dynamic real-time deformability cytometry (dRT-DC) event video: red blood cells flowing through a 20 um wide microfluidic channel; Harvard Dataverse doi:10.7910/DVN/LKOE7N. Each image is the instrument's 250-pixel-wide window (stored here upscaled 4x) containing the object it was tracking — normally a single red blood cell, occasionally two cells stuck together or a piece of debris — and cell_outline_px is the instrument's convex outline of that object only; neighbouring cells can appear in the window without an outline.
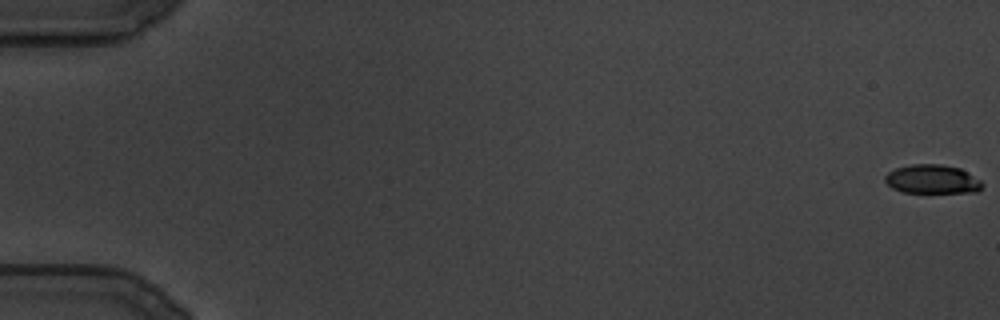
{"species": "common noctule bat (a hibernating species)", "species_latin": "Nyctalus noctula", "temperature_condition": "cold", "stored_images_in_passage": 17, "camera_frame_rate_fps": 3000, "um_per_image_px": 0.085, "animal": {"sex": "male", "body_mass_g": 19.5, "forearm_length_mm": 54.6}, "frame": {"image": 1, "passage_image": 1, "time_ms": 0.0, "image_size_px": [1000, 320], "cell_outline_px": [[984, 184], [976, 192], [904, 192], [892, 188], [884, 180], [884, 176], [888, 172], [896, 168], [912, 164], [940, 164], [960, 168], [980, 180]], "centroid_in_image_um": [79.22, 15.23], "position_along_channel_um": 5.8, "area_um2": 16.24}}